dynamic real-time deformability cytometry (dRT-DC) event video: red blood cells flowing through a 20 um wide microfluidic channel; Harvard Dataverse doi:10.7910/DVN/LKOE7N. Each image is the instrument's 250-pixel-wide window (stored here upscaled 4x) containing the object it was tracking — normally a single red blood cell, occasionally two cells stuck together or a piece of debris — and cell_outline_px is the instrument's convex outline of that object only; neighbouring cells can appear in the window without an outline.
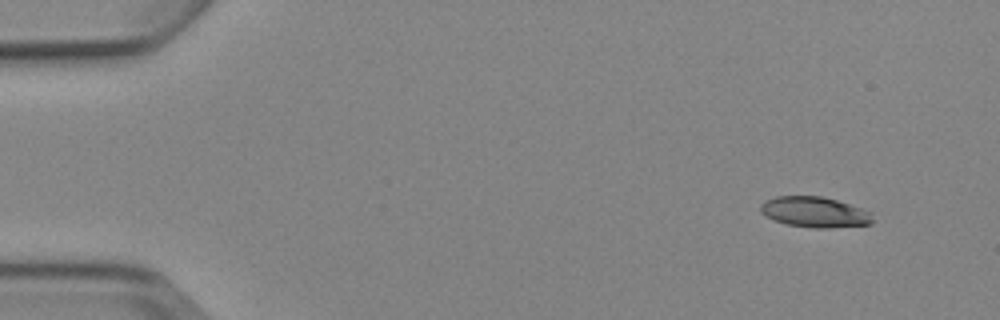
{"species": "Egyptian fruit bat (a non-hibernating species)", "species_latin": "Rousettus aegyptiacus", "temperature_condition": "cold", "stored_images_in_passage": 5, "camera_frame_rate_fps": 3000, "um_per_image_px": 0.085, "animal": {"sex": "female"}, "frame": {"image": 1, "passage_image": 1, "time_ms": 0.0, "image_size_px": [1000, 320], "cell_outline_px": [[872, 224], [828, 228], [812, 228], [788, 224], [772, 220], [764, 216], [760, 212], [760, 204], [764, 200], [776, 196], [820, 196], [836, 200], [872, 212]], "centroid_in_image_um": [69.2, 18.03], "position_along_channel_um": 15.8, "area_um2": 20.06}}